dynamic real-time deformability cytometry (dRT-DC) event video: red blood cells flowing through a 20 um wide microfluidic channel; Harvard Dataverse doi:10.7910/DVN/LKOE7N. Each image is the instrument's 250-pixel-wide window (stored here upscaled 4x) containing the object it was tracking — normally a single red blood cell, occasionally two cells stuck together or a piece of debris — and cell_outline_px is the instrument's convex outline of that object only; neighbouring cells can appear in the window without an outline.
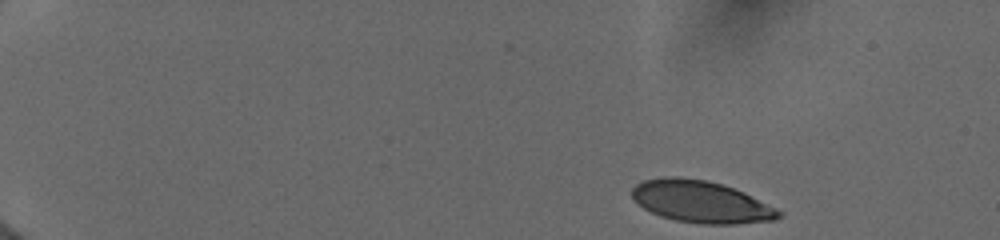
{"species": "human", "species_latin": "Homo sapiens", "temperature_condition": "cold", "stored_images_in_passage": 42, "camera_frame_rate_fps": 3000, "um_per_image_px": 0.085, "donor": {"sex": "female"}, "frame": {"image": 1, "passage_image": 1, "time_ms": 0.0, "image_size_px": [1000, 240], "cell_outline_px": [[784, 216], [772, 220], [732, 224], [704, 224], [676, 220], [660, 216], [644, 208], [632, 200], [632, 188], [636, 184], [644, 180], [660, 176], [680, 176], [708, 180], [744, 192], [784, 212]], "centroid_in_image_um": [59.56, 17.13], "position_along_channel_um": 25.4, "area_um2": 36.01}}
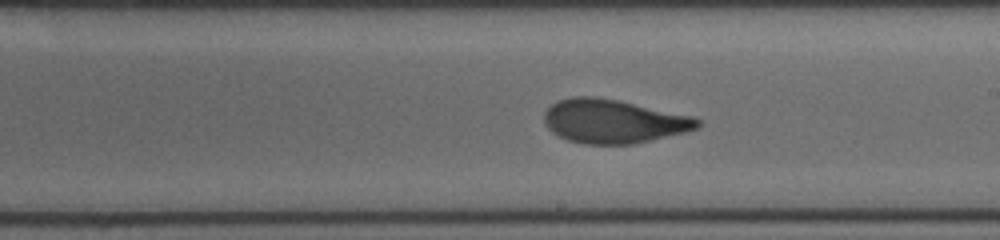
{"frame": {"image": 2, "passage_image": 24, "time_ms": 8.667, "image_size_px": [1000, 240], "cell_outline_px": [[700, 124], [696, 128], [684, 132], [632, 144], [584, 144], [568, 140], [552, 132], [544, 124], [544, 112], [552, 104], [560, 100], [572, 96], [592, 96], [616, 100], [692, 116], [700, 120]], "centroid_in_image_um": [52.09, 10.31], "position_along_channel_um": 236.9, "area_um2": 38.61}}
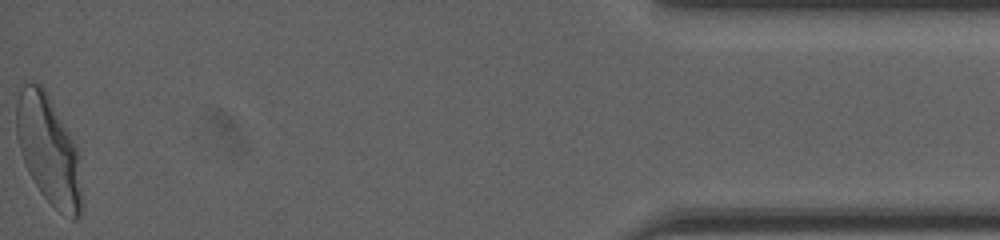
{"frame": {"image": 3, "passage_image": 42, "time_ms": 15.333, "image_size_px": [1000, 240], "cell_outline_px": [[80, 216], [76, 220], [72, 220], [60, 212], [40, 192], [28, 172], [16, 136], [16, 104], [20, 92], [24, 84], [40, 84], [44, 88], [68, 132], [76, 148], [80, 188]], "centroid_in_image_um": [4.09, 12.76], "position_along_channel_um": 431.1, "area_um2": 40.11}, "authors_computed_cell_mechanics": {"area_um2": 38.437, "velocity_mm_per_s": 3.9637, "shape_relaxation_time_tau1_ms": 4.4611, "shape_relaxation_time_tau2_ms": 0.7938, "deformation_change_tau1": 0.1843, "deformation_change_tau2": 0.078}}